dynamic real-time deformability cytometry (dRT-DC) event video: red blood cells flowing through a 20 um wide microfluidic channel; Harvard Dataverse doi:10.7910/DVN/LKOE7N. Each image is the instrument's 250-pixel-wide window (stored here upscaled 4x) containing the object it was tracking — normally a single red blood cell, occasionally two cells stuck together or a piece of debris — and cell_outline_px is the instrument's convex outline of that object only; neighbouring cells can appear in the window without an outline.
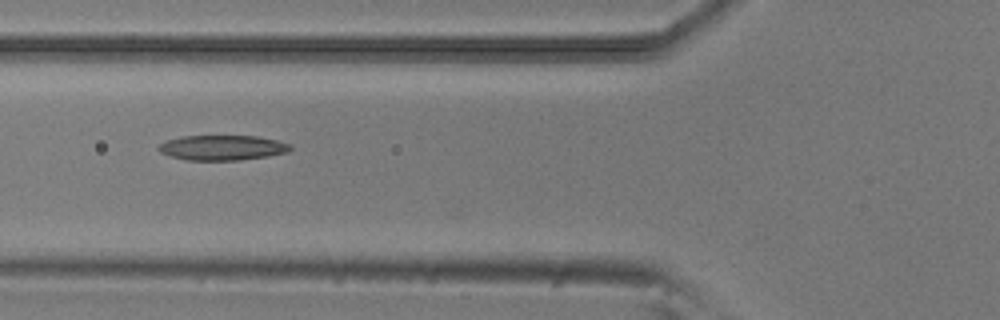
{"species": "common noctule bat (a hibernating species)", "species_latin": "Nyctalus noctula", "temperature_condition": "room temperature", "stored_images_in_passage": 37, "camera_frame_rate_fps": 3000, "um_per_image_px": 0.085, "animal": {"sex": "male", "body_mass_g": 20.5, "forearm_length_mm": 52.5}, "frame": {"image": 1, "passage_image": 5, "time_ms": 1.333, "image_size_px": [1000, 320], "cell_outline_px": [[292, 148], [288, 152], [268, 156], [240, 160], [188, 160], [172, 156], [160, 152], [156, 148], [164, 140], [180, 136], [256, 136], [276, 140], [292, 144]], "centroid_in_image_um": [18.89, 12.55], "position_along_channel_um": 106.9, "area_um2": 19.31}}
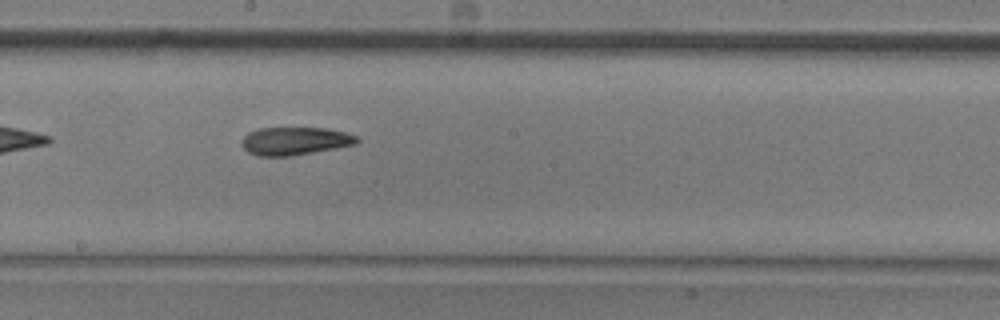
{"frame": {"image": 2, "passage_image": 14, "time_ms": 4.333, "image_size_px": [1000, 320], "cell_outline_px": [[360, 140], [356, 144], [336, 148], [288, 156], [256, 156], [248, 152], [240, 144], [240, 140], [248, 132], [260, 128], [328, 128], [344, 132], [356, 136]], "centroid_in_image_um": [25.03, 11.98], "position_along_channel_um": 223.2, "area_um2": 18.79}}
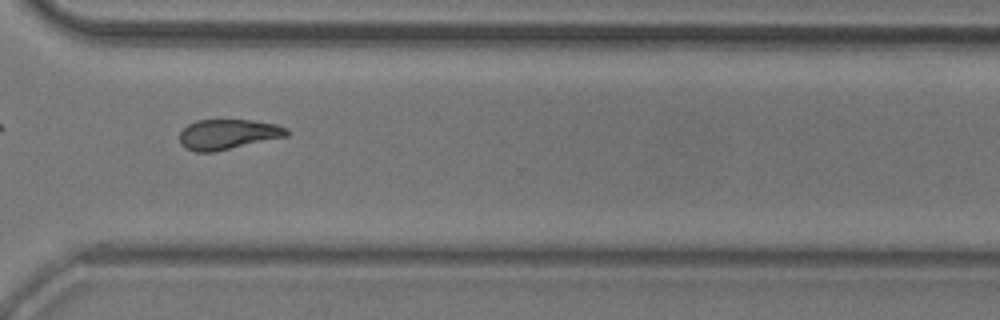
{"frame": {"image": 3, "passage_image": 24, "time_ms": 7.667, "image_size_px": [1000, 320], "cell_outline_px": [[288, 136], [212, 152], [196, 152], [184, 148], [180, 144], [180, 132], [188, 124], [196, 120], [252, 120], [276, 124], [288, 128]], "centroid_in_image_um": [19.36, 11.41], "position_along_channel_um": 351.2, "area_um2": 18.79}, "authors_computed_cell_mechanics": {"area_um2": 19.0162, "velocity_mm_per_s": 3.8564, "shape_relaxation_time_tau1_ms": 6.9694, "shape_relaxation_time_tau2_ms": 8.4744, "deformation_change_tau1": 0.1748, "deformation_change_tau2": 0.1933}}